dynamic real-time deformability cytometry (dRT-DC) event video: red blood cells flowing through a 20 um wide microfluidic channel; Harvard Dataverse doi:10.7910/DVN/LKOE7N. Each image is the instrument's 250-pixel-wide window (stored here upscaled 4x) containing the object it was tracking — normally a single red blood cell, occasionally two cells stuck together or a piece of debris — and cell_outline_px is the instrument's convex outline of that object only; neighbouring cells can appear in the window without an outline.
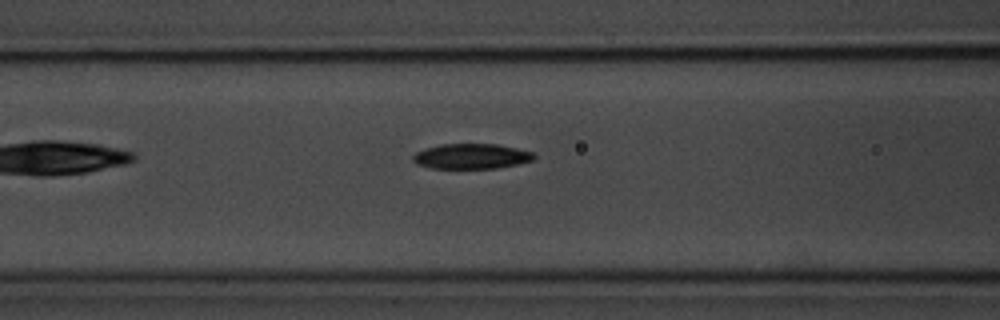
{"species": "common noctule bat (a hibernating species)", "species_latin": "Nyctalus noctula", "temperature_condition": "room temperature", "stored_images_in_passage": 13, "camera_frame_rate_fps": 3000, "um_per_image_px": 0.085, "animal": {"sex": "male", "body_mass_g": 20.1, "forearm_length_mm": 53.5}, "frame": {"image": 1, "passage_image": 11, "time_ms": 3.333, "image_size_px": [1000, 320], "cell_outline_px": [[536, 156], [532, 160], [516, 164], [496, 168], [432, 168], [416, 164], [412, 160], [412, 156], [416, 152], [424, 148], [440, 144], [496, 144], [516, 148], [532, 152]], "centroid_in_image_um": [40.02, 13.28], "position_along_channel_um": 126.6, "area_um2": 17.69}}